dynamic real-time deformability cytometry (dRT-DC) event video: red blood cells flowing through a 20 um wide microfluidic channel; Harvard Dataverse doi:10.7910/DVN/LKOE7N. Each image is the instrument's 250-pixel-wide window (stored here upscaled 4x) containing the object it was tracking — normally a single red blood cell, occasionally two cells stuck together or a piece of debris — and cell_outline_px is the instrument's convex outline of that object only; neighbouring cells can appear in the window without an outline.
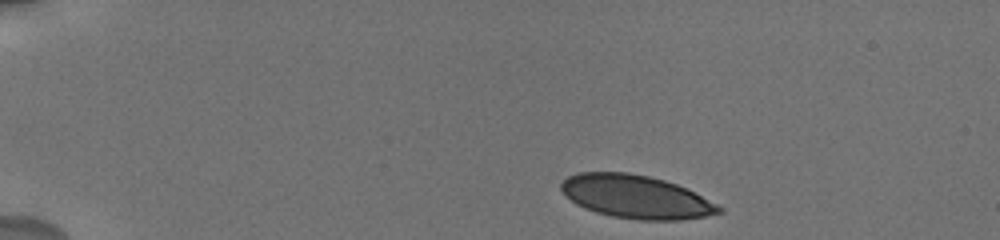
{"species": "human", "species_latin": "Homo sapiens", "temperature_condition": "cold", "stored_images_in_passage": 5, "camera_frame_rate_fps": 3000, "um_per_image_px": 0.085, "donor": {"sex": "male"}, "frame": {"image": 1, "passage_image": 1, "time_ms": 0.0, "image_size_px": [1000, 240], "cell_outline_px": [[724, 212], [704, 216], [680, 220], [636, 220], [612, 216], [596, 212], [584, 208], [576, 204], [560, 188], [560, 184], [568, 176], [580, 172], [628, 172], [648, 176], [664, 180], [676, 184], [724, 208]], "centroid_in_image_um": [54.04, 16.73], "position_along_channel_um": 31.0, "area_um2": 39.36}}
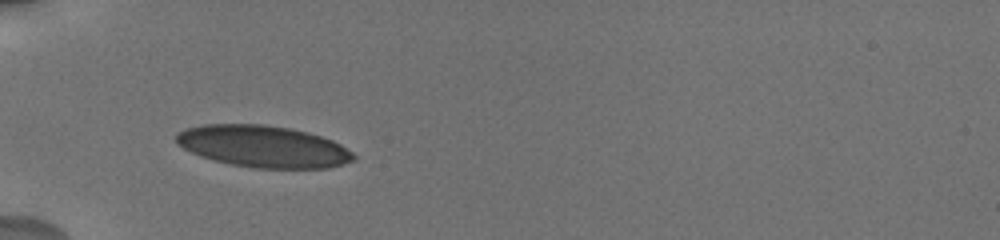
{"frame": {"image": 2, "passage_image": 4, "time_ms": 3.0, "image_size_px": [1000, 240], "cell_outline_px": [[356, 160], [344, 164], [328, 168], [256, 168], [232, 164], [212, 160], [200, 156], [176, 144], [176, 132], [184, 128], [204, 124], [264, 124], [288, 128], [308, 132], [332, 140], [340, 144], [352, 152], [356, 156]], "centroid_in_image_um": [22.36, 12.44], "position_along_channel_um": 62.6, "area_um2": 43.35}}